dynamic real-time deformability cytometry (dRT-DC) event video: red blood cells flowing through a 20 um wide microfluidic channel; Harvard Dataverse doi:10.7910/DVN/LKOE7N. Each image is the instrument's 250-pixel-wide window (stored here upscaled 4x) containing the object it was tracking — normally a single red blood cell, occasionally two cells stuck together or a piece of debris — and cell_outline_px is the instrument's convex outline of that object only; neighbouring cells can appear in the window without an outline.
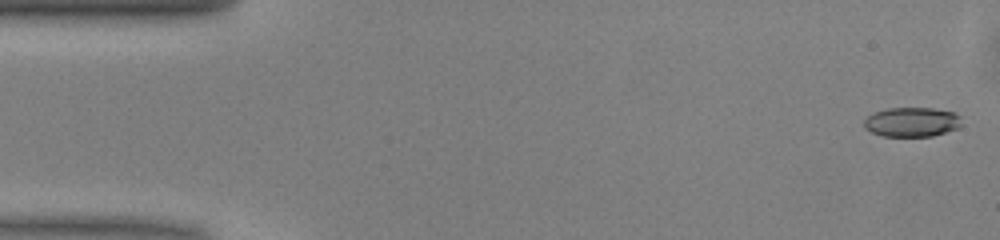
{"species": "common noctule bat (a hibernating species)", "species_latin": "Nyctalus noctula", "temperature_condition": "warm", "stored_images_in_passage": 49, "camera_frame_rate_fps": 3000, "um_per_image_px": 0.085, "animal": {"sex": "male", "body_mass_g": 13.0, "forearm_length_mm": 53.1}, "frame": {"image": 1, "passage_image": 1, "time_ms": 0.0, "image_size_px": [1000, 240], "cell_outline_px": [[960, 128], [932, 136], [884, 136], [872, 132], [864, 128], [864, 120], [868, 116], [876, 112], [888, 108], [932, 108], [956, 112], [960, 116]], "centroid_in_image_um": [77.53, 10.37], "position_along_channel_um": 7.5, "area_um2": 16.76}}
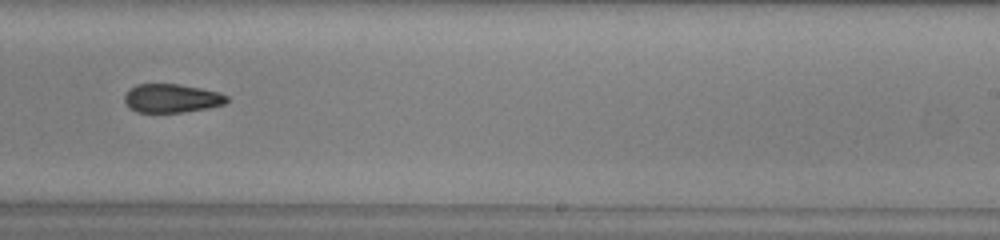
{"frame": {"image": 2, "passage_image": 30, "time_ms": 9.667, "image_size_px": [1000, 240], "cell_outline_px": [[228, 100], [224, 104], [208, 108], [184, 112], [136, 112], [128, 108], [124, 100], [124, 96], [136, 84], [176, 84], [200, 88], [220, 92], [228, 96]], "centroid_in_image_um": [14.6, 8.36], "position_along_channel_um": 274.4, "area_um2": 17.05}}
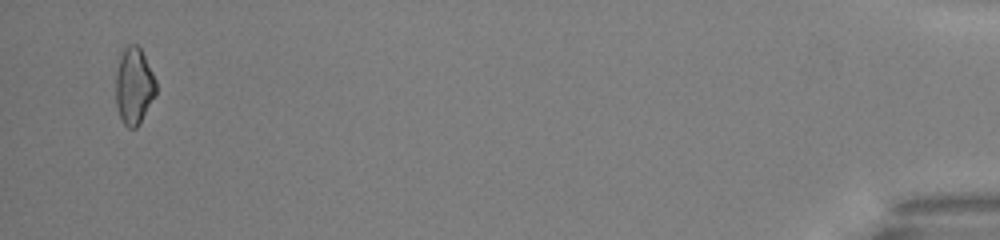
{"frame": {"image": 3, "passage_image": 48, "time_ms": 15.667, "image_size_px": [1000, 240], "cell_outline_px": [[156, 92], [140, 124], [136, 128], [128, 128], [124, 124], [120, 116], [116, 104], [116, 76], [120, 52], [128, 44], [136, 44], [140, 48], [156, 80]], "centroid_in_image_um": [11.38, 7.3], "position_along_channel_um": 423.8, "area_um2": 17.92}}